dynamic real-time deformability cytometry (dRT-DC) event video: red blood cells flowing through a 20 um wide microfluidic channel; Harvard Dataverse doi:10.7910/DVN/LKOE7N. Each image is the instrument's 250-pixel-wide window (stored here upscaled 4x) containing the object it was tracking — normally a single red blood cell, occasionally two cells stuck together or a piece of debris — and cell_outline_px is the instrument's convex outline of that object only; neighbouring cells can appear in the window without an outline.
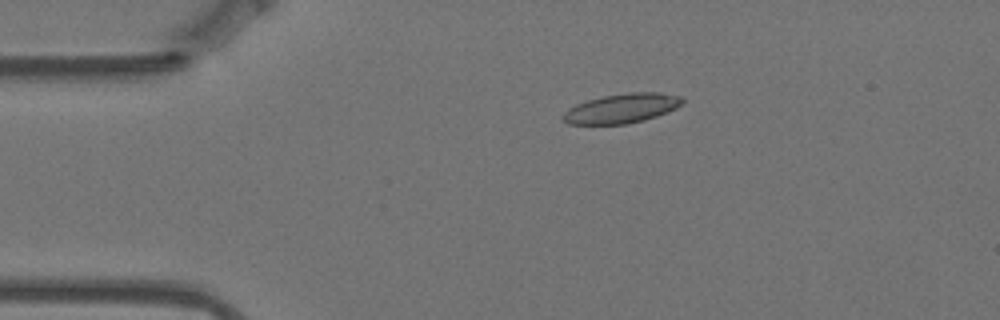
{"species": "Egyptian fruit bat (a non-hibernating species)", "species_latin": "Rousettus aegyptiacus", "temperature_condition": "warm", "stored_images_in_passage": 53, "camera_frame_rate_fps": 3000, "um_per_image_px": 0.085, "animal": {"sex": "female"}, "frame": {"image": 1, "passage_image": 6, "time_ms": 1.667, "image_size_px": [1000, 320], "cell_outline_px": [[684, 104], [668, 112], [644, 120], [628, 124], [568, 124], [560, 116], [568, 108], [576, 104], [588, 100], [604, 96], [628, 92], [660, 92], [680, 96], [684, 100]], "centroid_in_image_um": [52.86, 9.21], "position_along_channel_um": 32.1, "area_um2": 20.63}}
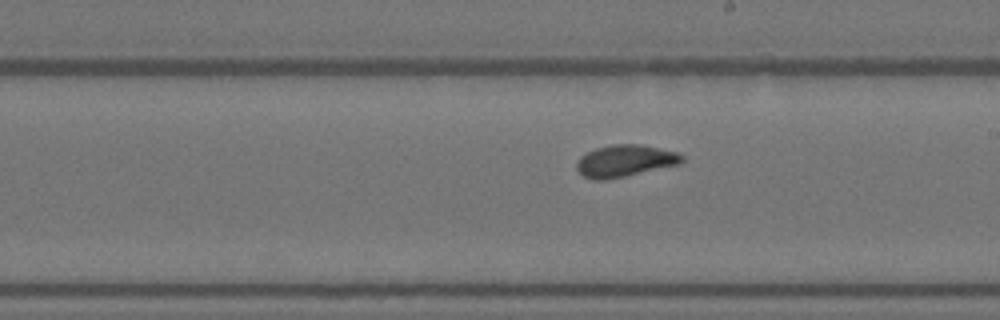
{"frame": {"image": 2, "passage_image": 27, "time_ms": 8.667, "image_size_px": [1000, 320], "cell_outline_px": [[684, 160], [680, 164], [624, 176], [604, 180], [592, 180], [584, 176], [576, 168], [576, 164], [580, 156], [596, 148], [612, 144], [640, 144], [680, 152], [684, 156]], "centroid_in_image_um": [53.15, 13.66], "position_along_channel_um": 235.9, "area_um2": 19.59}}
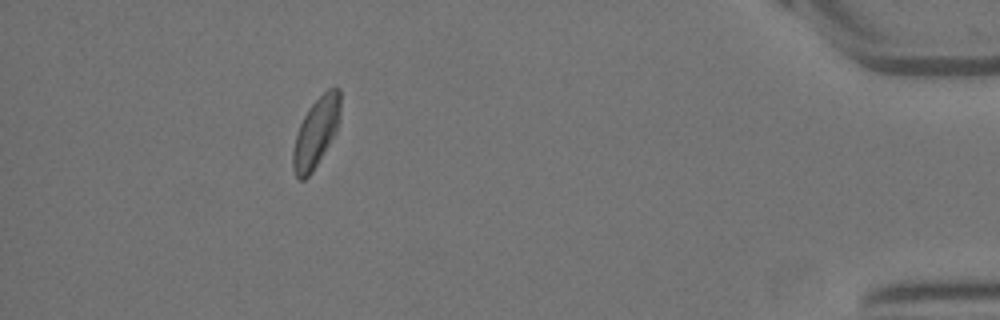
{"frame": {"image": 3, "passage_image": 47, "time_ms": 15.333, "image_size_px": [1000, 320], "cell_outline_px": [[340, 116], [336, 132], [312, 172], [304, 180], [300, 180], [296, 176], [292, 168], [292, 152], [296, 136], [300, 124], [308, 108], [328, 88], [340, 88]], "centroid_in_image_um": [26.86, 11.27], "position_along_channel_um": 408.3, "area_um2": 19.02}, "authors_computed_cell_mechanics": {"area_um2": 19.4208, "velocity_mm_per_s": 3.4749, "shape_relaxation_time_tau1_ms": 9.7591, "shape_relaxation_time_tau2_ms": 1.4575, "deformation_change_tau1": 0.1728, "deformation_change_tau2": 0.047}}